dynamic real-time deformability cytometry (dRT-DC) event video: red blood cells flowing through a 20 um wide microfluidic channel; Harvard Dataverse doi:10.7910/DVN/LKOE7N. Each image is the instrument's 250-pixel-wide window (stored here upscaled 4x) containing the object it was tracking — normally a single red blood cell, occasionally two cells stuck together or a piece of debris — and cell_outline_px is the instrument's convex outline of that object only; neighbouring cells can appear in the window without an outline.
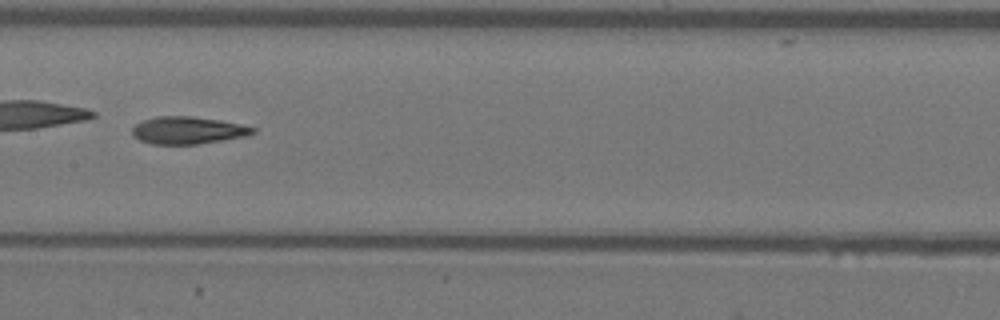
{"species": "Egyptian fruit bat (a non-hibernating species)", "species_latin": "Rousettus aegyptiacus", "temperature_condition": "warm", "stored_images_in_passage": 37, "camera_frame_rate_fps": 3000, "um_per_image_px": 0.085, "animal": {"sex": "female"}, "frame": {"image": 1, "passage_image": 16, "time_ms": 5.0, "image_size_px": [1000, 320], "cell_outline_px": [[256, 132], [248, 136], [196, 144], [152, 144], [140, 140], [132, 136], [132, 128], [136, 124], [144, 120], [156, 116], [192, 116], [220, 120], [240, 124], [256, 128]], "centroid_in_image_um": [15.97, 11.07], "position_along_channel_um": 191.4, "area_um2": 19.25}, "authors_computed_cell_mechanics": {"area_um2": 19.8832, "velocity_mm_per_s": 3.8601, "shape_relaxation_time_tau1_ms": 6.0772, "shape_relaxation_time_tau2_ms": 7.1738, "deformation_change_tau1": 0.1932, "deformation_change_tau2": 0.1915}}